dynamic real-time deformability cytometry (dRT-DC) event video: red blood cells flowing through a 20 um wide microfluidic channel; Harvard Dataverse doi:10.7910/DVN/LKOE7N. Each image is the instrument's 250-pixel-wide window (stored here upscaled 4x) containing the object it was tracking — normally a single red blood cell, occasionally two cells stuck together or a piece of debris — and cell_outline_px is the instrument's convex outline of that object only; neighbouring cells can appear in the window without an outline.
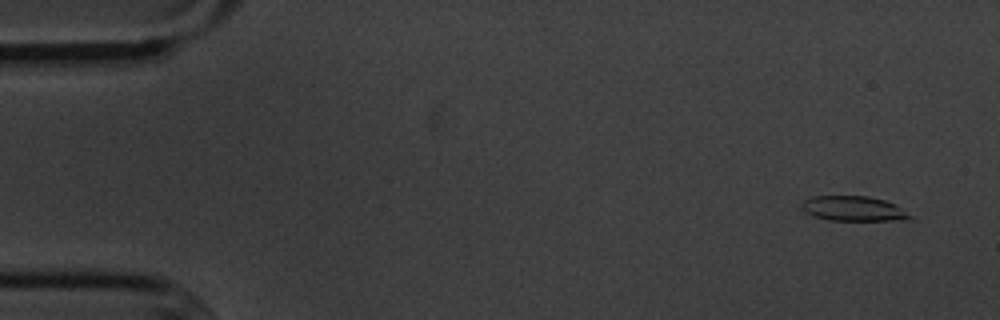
{"species": "common noctule bat (a hibernating species)", "species_latin": "Nyctalus noctula", "temperature_condition": "cold", "stored_images_in_passage": 55, "camera_frame_rate_fps": 3000, "um_per_image_px": 0.085, "animal": {"sex": "male", "body_mass_g": 20.1, "forearm_length_mm": 53.5}, "frame": {"image": 1, "passage_image": 3, "time_ms": 0.667, "image_size_px": [1000, 320], "cell_outline_px": [[912, 220], [828, 220], [812, 216], [804, 212], [800, 208], [800, 204], [804, 200], [812, 196], [868, 196], [884, 200], [896, 204], [912, 216]], "centroid_in_image_um": [72.51, 17.73], "position_along_channel_um": 12.5, "area_um2": 15.9}}
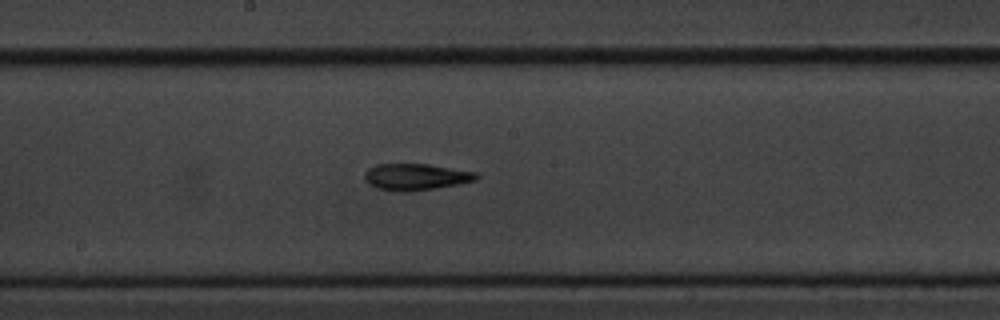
{"frame": {"image": 2, "passage_image": 29, "time_ms": 9.333, "image_size_px": [1000, 320], "cell_outline_px": [[480, 176], [476, 180], [460, 184], [436, 188], [408, 192], [396, 192], [376, 188], [368, 184], [364, 180], [364, 172], [368, 168], [376, 164], [428, 164], [476, 172]], "centroid_in_image_um": [35.31, 15.04], "position_along_channel_um": 212.9, "area_um2": 17.57}}
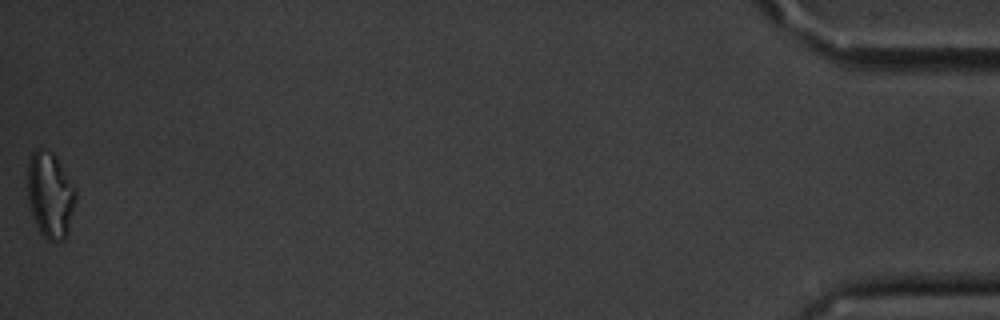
{"frame": {"image": 3, "passage_image": 55, "time_ms": 18.0, "image_size_px": [1000, 320], "cell_outline_px": [[76, 196], [68, 232], [64, 240], [56, 244], [48, 240], [40, 232], [32, 216], [28, 200], [28, 160], [32, 152], [36, 148], [40, 148], [52, 152], [76, 188]], "centroid_in_image_um": [4.26, 16.6], "position_along_channel_um": 430.9, "area_um2": 24.16}, "authors_computed_cell_mechanics": {"area_um2": 16.7042, "velocity_mm_per_s": 3.6247, "shape_relaxation_time_tau1_ms": 4.4883, "shape_relaxation_time_tau2_ms": 6.8085, "deformation_change_tau1": 0.1738, "deformation_change_tau2": 0.194}}